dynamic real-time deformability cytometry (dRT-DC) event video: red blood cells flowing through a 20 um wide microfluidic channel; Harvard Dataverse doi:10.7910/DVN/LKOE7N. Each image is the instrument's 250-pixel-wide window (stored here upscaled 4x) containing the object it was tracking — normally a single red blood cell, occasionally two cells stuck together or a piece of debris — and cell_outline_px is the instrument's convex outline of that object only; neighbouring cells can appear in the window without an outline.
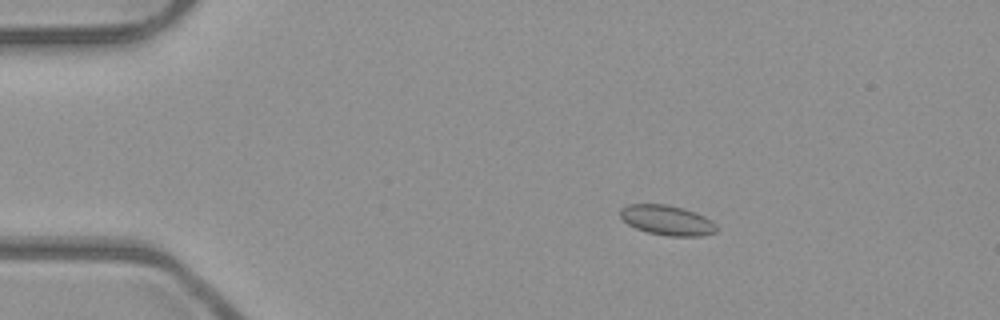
{"species": "common noctule bat (a hibernating species)", "species_latin": "Nyctalus noctula", "temperature_condition": "room temperature", "stored_images_in_passage": 8, "camera_frame_rate_fps": 3000, "um_per_image_px": 0.085, "animal": {"sex": "male", "body_mass_g": 23.1, "forearm_length_mm": 52.7}, "frame": {"image": 1, "passage_image": 3, "time_ms": 0.667, "image_size_px": [1000, 320], "cell_outline_px": [[720, 228], [716, 232], [704, 236], [668, 236], [648, 232], [636, 228], [628, 224], [620, 216], [620, 208], [628, 204], [668, 204], [684, 208], [696, 212], [712, 220]], "centroid_in_image_um": [56.75, 18.71], "position_along_channel_um": 28.3, "area_um2": 17.05}}
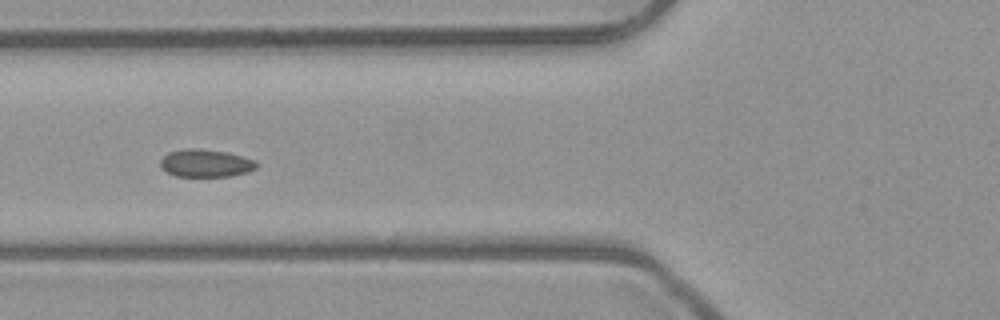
{"frame": {"image": 2, "passage_image": 6, "time_ms": 1.667, "image_size_px": [1000, 320], "cell_outline_px": [[256, 168], [248, 172], [232, 176], [176, 176], [160, 168], [160, 160], [168, 152], [184, 148], [196, 148], [224, 152], [256, 160]], "centroid_in_image_um": [17.45, 13.87], "position_along_channel_um": 108.4, "area_um2": 15.43}}
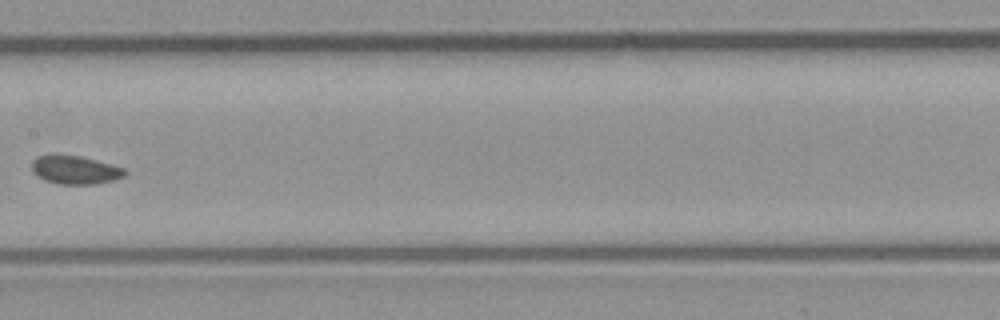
{"frame": {"image": 3, "passage_image": 8, "time_ms": 2.333, "image_size_px": [1000, 320], "cell_outline_px": [[128, 172], [124, 176], [112, 180], [96, 184], [60, 184], [44, 180], [36, 176], [32, 172], [32, 160], [36, 156], [52, 152], [56, 152], [80, 156], [112, 164], [124, 168]], "centroid_in_image_um": [6.32, 14.4], "position_along_channel_um": 201.1, "area_um2": 15.95}}